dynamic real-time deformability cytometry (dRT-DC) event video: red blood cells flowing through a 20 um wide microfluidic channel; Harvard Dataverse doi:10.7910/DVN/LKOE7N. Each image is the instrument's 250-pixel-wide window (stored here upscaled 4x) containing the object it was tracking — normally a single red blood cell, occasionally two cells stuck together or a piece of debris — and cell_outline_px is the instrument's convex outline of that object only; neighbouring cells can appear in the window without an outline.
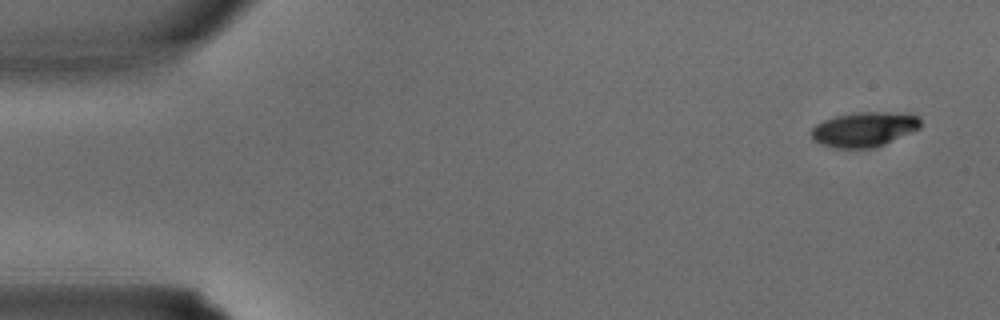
{"species": "common noctule bat (a hibernating species)", "species_latin": "Nyctalus noctula", "temperature_condition": "warm", "stored_images_in_passage": 3, "camera_frame_rate_fps": 3000, "um_per_image_px": 0.085, "animal": {"sex": "male", "body_mass_g": 15.6}, "frame": {"image": 1, "passage_image": 1, "time_ms": 0.0, "image_size_px": [1000, 320], "cell_outline_px": [[920, 128], [884, 144], [872, 148], [832, 148], [820, 144], [812, 140], [812, 128], [816, 124], [824, 120], [836, 116], [860, 112], [904, 112], [920, 116]], "centroid_in_image_um": [73.46, 10.99], "position_along_channel_um": 11.5, "area_um2": 22.2}}
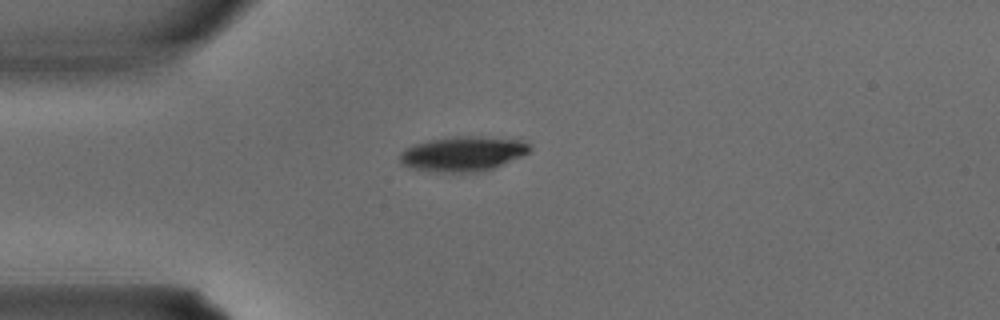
{"frame": {"image": 2, "passage_image": 3, "time_ms": 0.667, "image_size_px": [1000, 320], "cell_outline_px": [[532, 148], [528, 152], [520, 156], [492, 168], [480, 172], [428, 172], [412, 168], [400, 164], [400, 152], [404, 148], [412, 144], [428, 140], [456, 136], [480, 136], [520, 140], [528, 144]], "centroid_in_image_um": [39.26, 13.07], "position_along_channel_um": 45.7, "area_um2": 26.41}}